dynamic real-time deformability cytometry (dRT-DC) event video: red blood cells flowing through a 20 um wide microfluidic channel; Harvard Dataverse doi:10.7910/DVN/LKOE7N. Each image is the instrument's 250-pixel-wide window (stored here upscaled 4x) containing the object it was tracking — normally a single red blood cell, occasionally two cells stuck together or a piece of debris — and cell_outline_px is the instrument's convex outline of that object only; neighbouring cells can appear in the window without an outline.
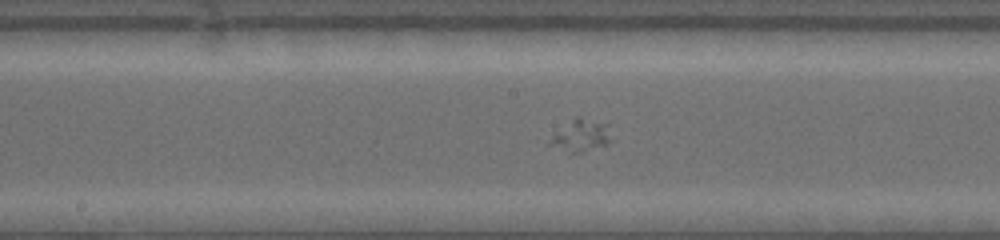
{"species": "common noctule bat (a hibernating species)", "species_latin": "Nyctalus noctula", "temperature_condition": "warm", "stored_images_in_passage": 30, "camera_frame_rate_fps": 5000, "um_per_image_px": 0.085, "animal": {"sex": "female", "body_mass_g": 19.0, "forearm_length_mm": 53.3}, "frame": {"image": 1, "passage_image": 18, "time_ms": 7.0, "image_size_px": [1000, 240], "cell_outline_px": [[612, 140], [608, 144], [580, 152], [572, 152], [548, 144], [552, 136], [576, 116], [580, 116], [608, 124]], "centroid_in_image_um": [49.45, 11.49], "position_along_channel_um": 198.8, "area_um2": 11.16}}
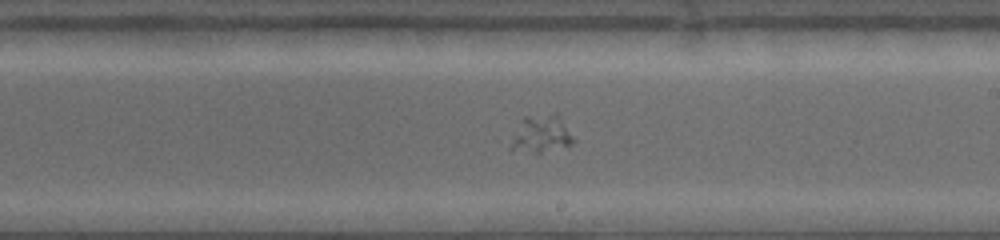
{"frame": {"image": 2, "passage_image": 22, "time_ms": 8.2, "image_size_px": [1000, 240], "cell_outline_px": [[576, 140], [572, 144], [540, 152], [536, 152], [508, 148], [524, 116], [556, 112]], "centroid_in_image_um": [46.04, 11.35], "position_along_channel_um": 243.0, "area_um2": 13.24}}